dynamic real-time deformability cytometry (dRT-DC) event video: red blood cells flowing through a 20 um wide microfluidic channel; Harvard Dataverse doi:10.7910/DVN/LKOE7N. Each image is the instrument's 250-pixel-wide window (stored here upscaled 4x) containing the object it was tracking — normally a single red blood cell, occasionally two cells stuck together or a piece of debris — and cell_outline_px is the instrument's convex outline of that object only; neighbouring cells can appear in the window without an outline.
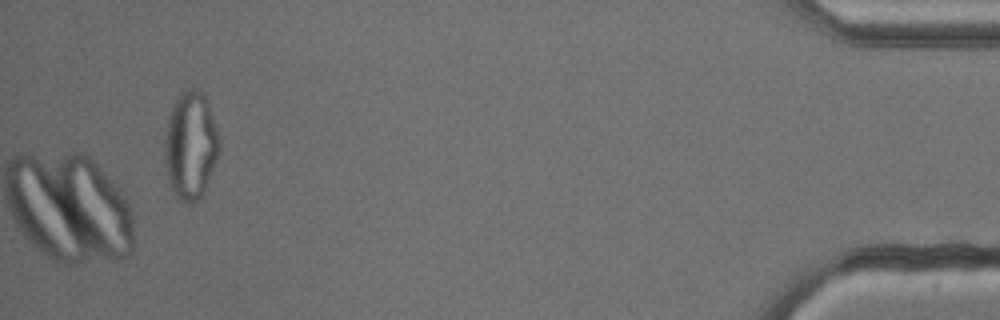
{"species": "common noctule bat (a hibernating species)", "species_latin": "Nyctalus noctula", "temperature_condition": "cold", "stored_images_in_passage": 14, "camera_frame_rate_fps": 3000, "um_per_image_px": 0.085, "animal": {"sex": "male", "body_mass_g": 13.3}, "frame": {"image": 1, "passage_image": 14, "time_ms": 16.667, "image_size_px": [1000, 320], "cell_outline_px": [[220, 152], [204, 188], [200, 196], [192, 204], [188, 204], [180, 200], [176, 196], [168, 180], [164, 160], [164, 140], [168, 116], [172, 104], [180, 92], [188, 88], [200, 88], [204, 92], [208, 100], [216, 124], [220, 140]], "centroid_in_image_um": [16.19, 12.28], "position_along_channel_um": 419.0, "area_um2": 34.8}}